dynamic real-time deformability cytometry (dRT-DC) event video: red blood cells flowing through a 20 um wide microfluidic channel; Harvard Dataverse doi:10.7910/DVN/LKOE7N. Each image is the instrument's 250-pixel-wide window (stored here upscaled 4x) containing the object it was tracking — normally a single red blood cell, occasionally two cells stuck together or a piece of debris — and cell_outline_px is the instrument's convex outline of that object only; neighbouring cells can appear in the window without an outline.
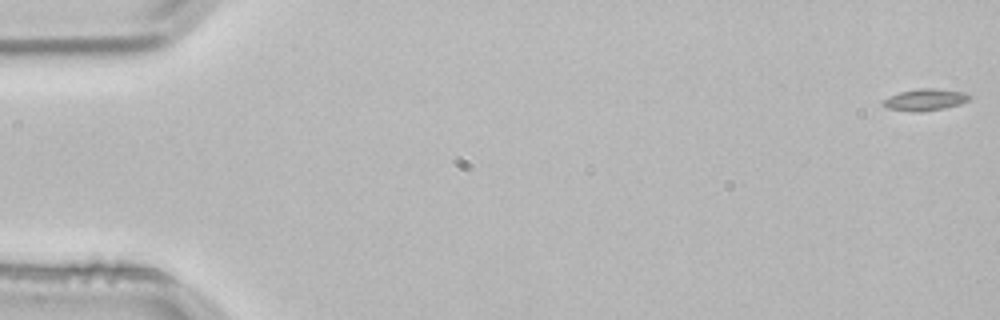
{"species": "common noctule bat (a hibernating species)", "species_latin": "Nyctalus noctula", "temperature_condition": "room temperature", "stored_images_in_passage": 5, "segment_of_instrument_passage": [1, 2], "camera_frame_rate_fps": 3000, "um_per_image_px": 0.085, "animal": {"sex": "male", "body_mass_g": 21.5, "forearm_length_mm": 52.0}, "frame": {"image": 1, "passage_image": 1, "time_ms": 0.0, "image_size_px": [1000, 320], "cell_outline_px": [[972, 96], [968, 100], [960, 104], [944, 108], [920, 112], [888, 108], [880, 104], [884, 100], [900, 92], [920, 88], [932, 88], [964, 92]], "centroid_in_image_um": [78.66, 8.47], "position_along_channel_um": 6.3, "area_um2": 10.69}}
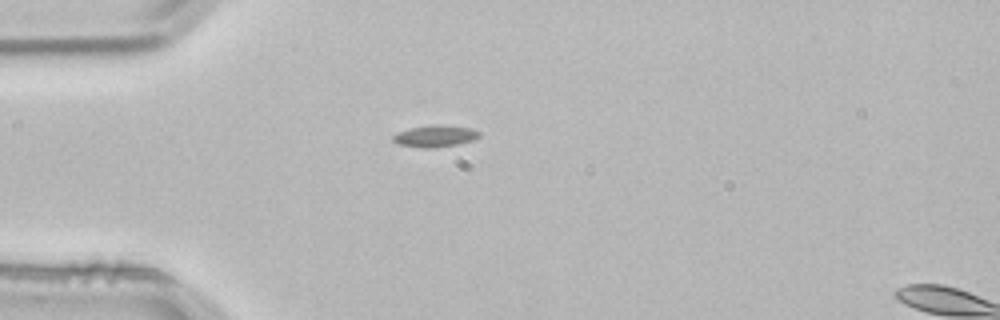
{"frame": {"image": 2, "passage_image": 4, "time_ms": 1.0, "image_size_px": [1000, 320], "cell_outline_px": [[480, 136], [472, 140], [456, 144], [432, 148], [424, 148], [396, 144], [392, 140], [392, 136], [396, 132], [412, 128], [432, 124], [440, 124], [472, 128], [480, 132]], "centroid_in_image_um": [36.96, 11.56], "position_along_channel_um": 48.0, "area_um2": 10.98}}